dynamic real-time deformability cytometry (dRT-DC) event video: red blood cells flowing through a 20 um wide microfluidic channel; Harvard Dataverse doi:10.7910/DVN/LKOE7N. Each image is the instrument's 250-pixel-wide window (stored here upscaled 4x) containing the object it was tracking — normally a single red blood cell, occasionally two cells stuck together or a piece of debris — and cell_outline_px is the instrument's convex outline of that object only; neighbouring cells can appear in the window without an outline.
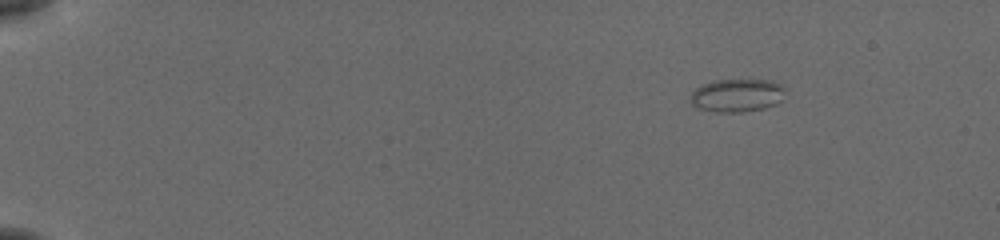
{"species": "common noctule bat (a hibernating species)", "species_latin": "Nyctalus noctula", "temperature_condition": "cold", "stored_images_in_passage": 49, "camera_frame_rate_fps": 3000, "um_per_image_px": 0.085, "animal": {"sex": "female", "body_mass_g": 19.5, "forearm_length_mm": 54.1}, "frame": {"image": 1, "passage_image": 1, "time_ms": 0.0, "image_size_px": [1000, 240], "cell_outline_px": [[784, 100], [776, 104], [764, 108], [740, 112], [716, 112], [700, 108], [692, 104], [688, 100], [692, 92], [696, 88], [712, 80], [776, 80], [784, 88]], "centroid_in_image_um": [62.67, 8.1], "position_along_channel_um": 22.3, "area_um2": 18.44}}
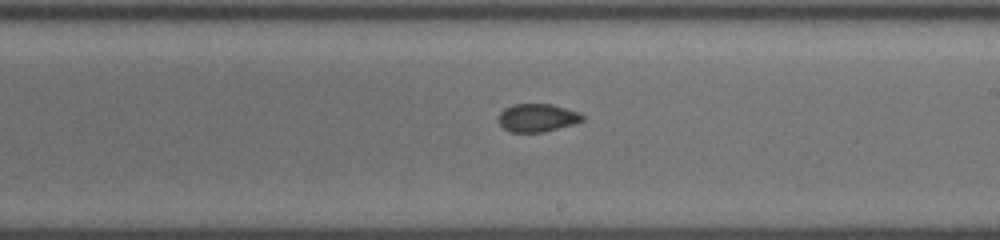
{"frame": {"image": 2, "passage_image": 28, "time_ms": 9.0, "image_size_px": [1000, 240], "cell_outline_px": [[584, 120], [572, 124], [544, 132], [512, 132], [504, 128], [496, 120], [500, 112], [504, 108], [512, 104], [552, 104], [580, 112], [584, 116]], "centroid_in_image_um": [45.65, 10.0], "position_along_channel_um": 243.4, "area_um2": 13.81}}
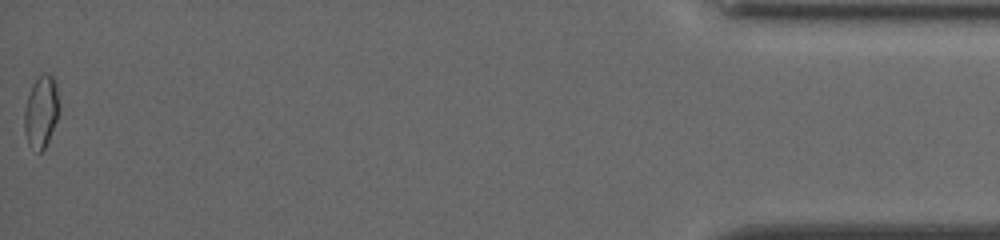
{"frame": {"image": 3, "passage_image": 49, "time_ms": 16.0, "image_size_px": [1000, 240], "cell_outline_px": [[60, 108], [56, 120], [48, 140], [44, 148], [40, 152], [28, 144], [24, 128], [24, 108], [32, 84], [40, 72], [48, 72], [56, 76], [60, 104]], "centroid_in_image_um": [3.52, 9.37], "position_along_channel_um": 431.7, "area_um2": 14.97}, "authors_computed_cell_mechanics": {"area_um2": 14.3344, "velocity_mm_per_s": 3.8361, "shape_relaxation_time_tau1_ms": null, "shape_relaxation_time_tau2_ms": 1.0268, "deformation_change_tau1": null, "deformation_change_tau2": 0.0487}}